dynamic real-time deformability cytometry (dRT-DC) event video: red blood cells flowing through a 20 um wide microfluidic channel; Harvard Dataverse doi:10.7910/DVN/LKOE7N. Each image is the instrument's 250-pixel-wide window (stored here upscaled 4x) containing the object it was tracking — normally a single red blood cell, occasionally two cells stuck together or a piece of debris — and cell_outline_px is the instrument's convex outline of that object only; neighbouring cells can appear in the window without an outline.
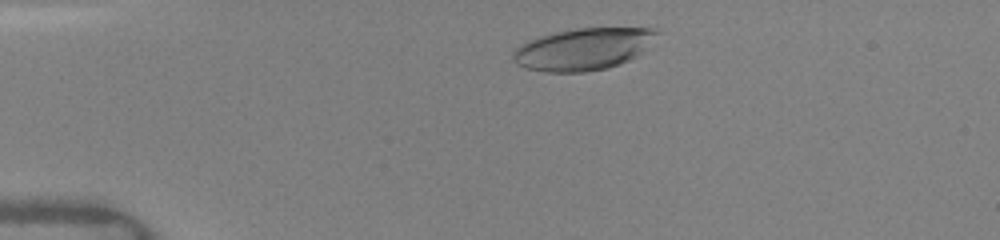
{"species": "human", "species_latin": "Homo sapiens", "temperature_condition": "warm", "stored_images_in_passage": 14, "camera_frame_rate_fps": 3000, "um_per_image_px": 0.085, "donor": {"sex": "female"}, "frame": {"image": 1, "passage_image": 3, "time_ms": 1.0, "image_size_px": [1000, 240], "cell_outline_px": [[660, 32], [636, 56], [620, 64], [608, 68], [584, 72], [544, 72], [524, 68], [516, 64], [512, 56], [512, 52], [516, 48], [528, 40], [540, 36], [556, 32], [576, 28], [652, 28]], "centroid_in_image_um": [49.52, 4.18], "position_along_channel_um": 35.5, "area_um2": 34.97}}
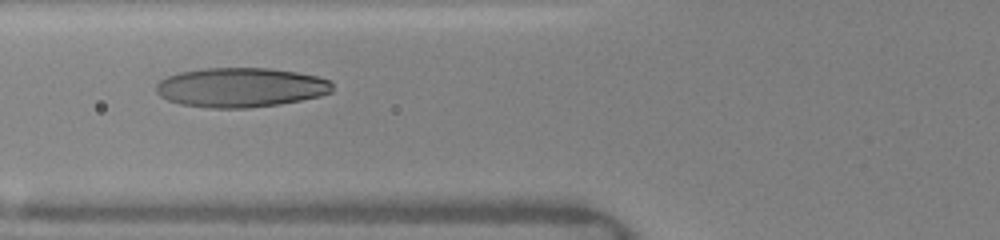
{"frame": {"image": 2, "passage_image": 10, "time_ms": 4.0, "image_size_px": [1000, 240], "cell_outline_px": [[332, 92], [320, 96], [280, 104], [248, 108], [208, 108], [180, 104], [168, 100], [160, 96], [156, 92], [156, 84], [160, 80], [168, 76], [180, 72], [204, 68], [268, 68], [296, 72], [316, 76], [332, 80]], "centroid_in_image_um": [20.46, 7.43], "position_along_channel_um": 105.3, "area_um2": 40.69}}
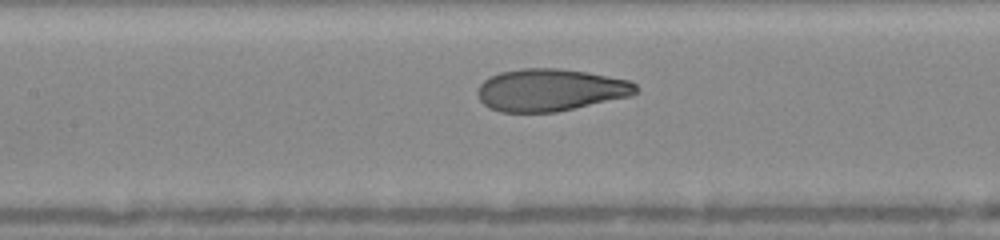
{"frame": {"image": 3, "passage_image": 13, "time_ms": 5.333, "image_size_px": [1000, 240], "cell_outline_px": [[640, 92], [632, 96], [556, 112], [500, 112], [488, 108], [480, 100], [480, 84], [488, 76], [500, 72], [520, 68], [560, 68], [588, 72], [628, 80], [636, 84], [640, 88]], "centroid_in_image_um": [46.82, 7.64], "position_along_channel_um": 160.6, "area_um2": 39.25}}